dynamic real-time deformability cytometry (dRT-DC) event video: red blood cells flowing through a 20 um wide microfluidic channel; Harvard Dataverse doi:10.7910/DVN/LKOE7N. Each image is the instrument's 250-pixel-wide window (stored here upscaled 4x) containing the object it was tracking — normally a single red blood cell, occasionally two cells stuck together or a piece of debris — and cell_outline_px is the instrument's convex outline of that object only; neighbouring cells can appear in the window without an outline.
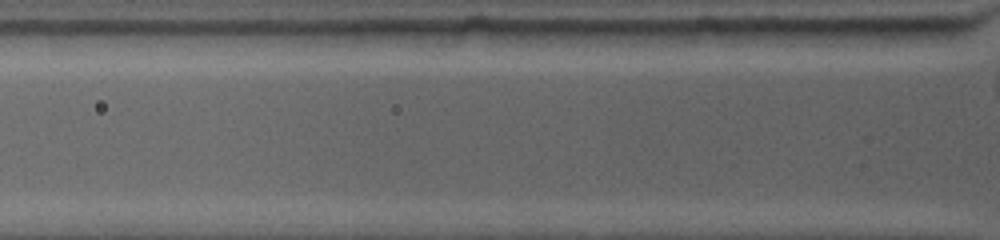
{"species": "common noctule bat (a hibernating species)", "species_latin": "Nyctalus noctula", "temperature_condition": "warm", "stored_images_in_passage": 3, "camera_frame_rate_fps": 4500, "um_per_image_px": 0.085, "animal": {"sex": "female", "body_mass_g": 19.0, "forearm_length_mm": 53.3}, "frame": {"image": 1, "passage_image": 2, "time_ms": 0.444, "image_size_px": [1000, 240], "cell_outline_px": [[656, 32], [608, 44], [568, 48], [544, 44], [536, 32], [548, 28], [620, 28]], "centroid_in_image_um": [49.87, 3.09], "position_along_channel_um": 75.9, "area_um2": 11.68}}